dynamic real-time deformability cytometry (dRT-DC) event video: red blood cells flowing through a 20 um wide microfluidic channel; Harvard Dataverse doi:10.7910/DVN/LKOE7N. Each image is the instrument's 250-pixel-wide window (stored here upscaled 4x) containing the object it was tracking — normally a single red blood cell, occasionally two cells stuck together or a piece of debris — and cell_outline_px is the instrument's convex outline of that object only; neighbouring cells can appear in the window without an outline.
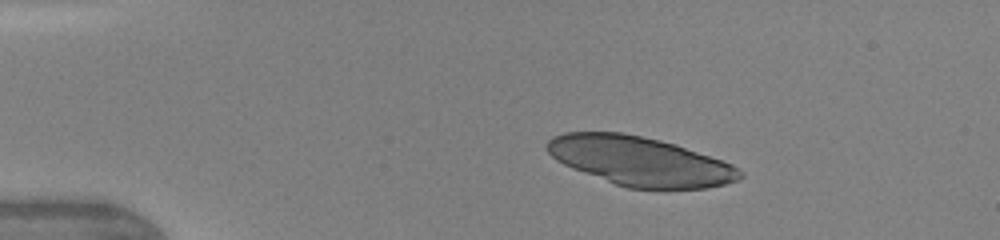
{"species": "human", "species_latin": "Homo sapiens", "temperature_condition": "warm", "stored_images_in_passage": 12, "camera_frame_rate_fps": 3000, "um_per_image_px": 0.085, "donor": {"sex": "female"}, "frame": {"image": 1, "passage_image": 1, "time_ms": 0.0, "image_size_px": [1000, 240], "cell_outline_px": [[744, 176], [736, 180], [724, 184], [708, 188], [628, 188], [616, 184], [572, 168], [556, 160], [548, 152], [544, 144], [552, 136], [564, 132], [624, 132], [660, 140], [676, 144], [732, 164], [744, 172]], "centroid_in_image_um": [54.38, 13.68], "position_along_channel_um": 30.6, "area_um2": 54.97}}